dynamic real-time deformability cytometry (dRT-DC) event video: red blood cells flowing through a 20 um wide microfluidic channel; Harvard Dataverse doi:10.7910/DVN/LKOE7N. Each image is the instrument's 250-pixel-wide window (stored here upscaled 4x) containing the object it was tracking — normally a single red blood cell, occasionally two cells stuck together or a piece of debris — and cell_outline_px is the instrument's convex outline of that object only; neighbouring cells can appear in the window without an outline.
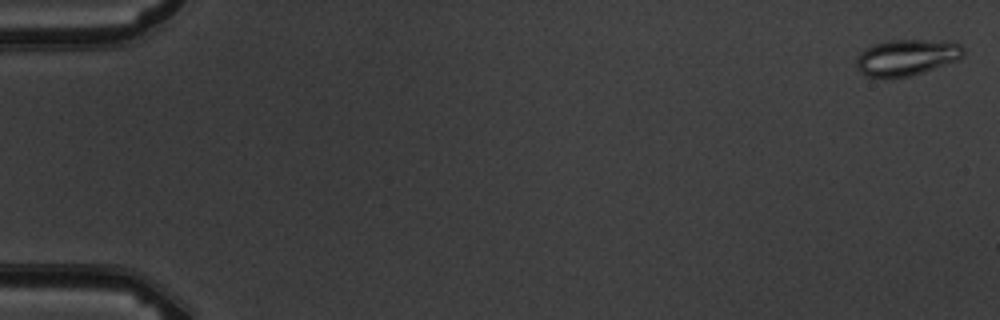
{"species": "common noctule bat (a hibernating species)", "species_latin": "Nyctalus noctula", "temperature_condition": "warm", "stored_images_in_passage": 4, "camera_frame_rate_fps": 3000, "um_per_image_px": 0.085, "animal": {"sex": "male", "body_mass_g": 19.5, "forearm_length_mm": 54.6}, "frame": {"image": 1, "passage_image": 1, "time_ms": 0.0, "image_size_px": [1000, 320], "cell_outline_px": [[964, 56], [956, 60], [924, 72], [912, 76], [868, 76], [860, 72], [856, 68], [856, 56], [860, 52], [876, 44], [892, 40], [956, 40], [964, 48]], "centroid_in_image_um": [77.12, 4.85], "position_along_channel_um": 7.9, "area_um2": 22.48}}